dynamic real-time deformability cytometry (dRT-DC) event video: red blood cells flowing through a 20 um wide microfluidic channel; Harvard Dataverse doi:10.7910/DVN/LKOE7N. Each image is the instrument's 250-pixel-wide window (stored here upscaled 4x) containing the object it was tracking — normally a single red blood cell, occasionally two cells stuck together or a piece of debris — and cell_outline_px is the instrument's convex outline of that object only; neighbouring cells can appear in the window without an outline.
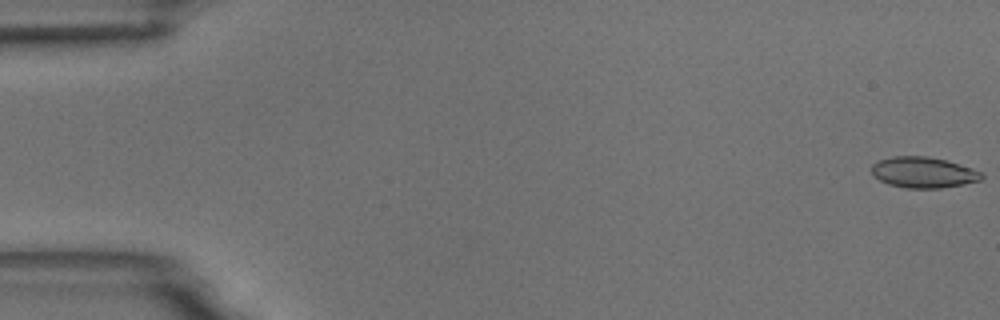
{"species": "common noctule bat (a hibernating species)", "species_latin": "Nyctalus noctula", "temperature_condition": "room temperature", "stored_images_in_passage": 4, "camera_frame_rate_fps": 3000, "um_per_image_px": 0.085, "animal": {"sex": "male", "body_mass_g": 18.8}, "frame": {"image": 1, "passage_image": 1, "time_ms": 0.0, "image_size_px": [1000, 320], "cell_outline_px": [[984, 176], [980, 180], [964, 184], [940, 188], [904, 188], [888, 184], [872, 176], [872, 164], [880, 160], [892, 156], [928, 156], [944, 160], [972, 168], [980, 172]], "centroid_in_image_um": [78.45, 14.66], "position_along_channel_um": 6.5, "area_um2": 19.71}}